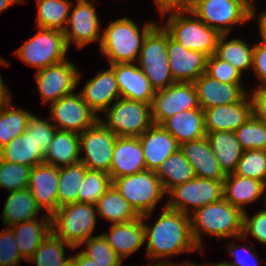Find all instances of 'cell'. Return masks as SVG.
<instances>
[{
	"label": "cell",
	"mask_w": 266,
	"mask_h": 266,
	"mask_svg": "<svg viewBox=\"0 0 266 266\" xmlns=\"http://www.w3.org/2000/svg\"><path fill=\"white\" fill-rule=\"evenodd\" d=\"M151 215H142L147 241L146 257L157 261L187 252H203L195 244L191 232L190 214L170 209L166 205L153 227L144 223ZM200 250V251H199Z\"/></svg>",
	"instance_id": "1"
},
{
	"label": "cell",
	"mask_w": 266,
	"mask_h": 266,
	"mask_svg": "<svg viewBox=\"0 0 266 266\" xmlns=\"http://www.w3.org/2000/svg\"><path fill=\"white\" fill-rule=\"evenodd\" d=\"M190 225L195 244L203 250L202 233L218 239L242 235L243 212L224 198L193 211Z\"/></svg>",
	"instance_id": "2"
},
{
	"label": "cell",
	"mask_w": 266,
	"mask_h": 266,
	"mask_svg": "<svg viewBox=\"0 0 266 266\" xmlns=\"http://www.w3.org/2000/svg\"><path fill=\"white\" fill-rule=\"evenodd\" d=\"M157 23L144 24L141 31L133 20L125 17L104 28L99 49L109 59V64L132 63L138 60L145 36Z\"/></svg>",
	"instance_id": "3"
},
{
	"label": "cell",
	"mask_w": 266,
	"mask_h": 266,
	"mask_svg": "<svg viewBox=\"0 0 266 266\" xmlns=\"http://www.w3.org/2000/svg\"><path fill=\"white\" fill-rule=\"evenodd\" d=\"M163 27L169 36L180 43L184 49L208 56L216 53L221 34L205 24L193 12L170 13L168 21Z\"/></svg>",
	"instance_id": "4"
},
{
	"label": "cell",
	"mask_w": 266,
	"mask_h": 266,
	"mask_svg": "<svg viewBox=\"0 0 266 266\" xmlns=\"http://www.w3.org/2000/svg\"><path fill=\"white\" fill-rule=\"evenodd\" d=\"M96 205L73 203L58 208L51 215V231L74 248L82 246L96 227Z\"/></svg>",
	"instance_id": "5"
},
{
	"label": "cell",
	"mask_w": 266,
	"mask_h": 266,
	"mask_svg": "<svg viewBox=\"0 0 266 266\" xmlns=\"http://www.w3.org/2000/svg\"><path fill=\"white\" fill-rule=\"evenodd\" d=\"M137 62L155 91L176 83L169 68L167 31L163 26L156 24L145 36Z\"/></svg>",
	"instance_id": "6"
},
{
	"label": "cell",
	"mask_w": 266,
	"mask_h": 266,
	"mask_svg": "<svg viewBox=\"0 0 266 266\" xmlns=\"http://www.w3.org/2000/svg\"><path fill=\"white\" fill-rule=\"evenodd\" d=\"M112 185L139 216L152 213L166 194L159 177L152 170L112 179Z\"/></svg>",
	"instance_id": "7"
},
{
	"label": "cell",
	"mask_w": 266,
	"mask_h": 266,
	"mask_svg": "<svg viewBox=\"0 0 266 266\" xmlns=\"http://www.w3.org/2000/svg\"><path fill=\"white\" fill-rule=\"evenodd\" d=\"M192 12L220 34H229L233 25L246 23L256 14L252 0H199Z\"/></svg>",
	"instance_id": "8"
},
{
	"label": "cell",
	"mask_w": 266,
	"mask_h": 266,
	"mask_svg": "<svg viewBox=\"0 0 266 266\" xmlns=\"http://www.w3.org/2000/svg\"><path fill=\"white\" fill-rule=\"evenodd\" d=\"M38 30L15 52L25 64L37 68L36 71L64 61L68 50L63 31L48 28Z\"/></svg>",
	"instance_id": "9"
},
{
	"label": "cell",
	"mask_w": 266,
	"mask_h": 266,
	"mask_svg": "<svg viewBox=\"0 0 266 266\" xmlns=\"http://www.w3.org/2000/svg\"><path fill=\"white\" fill-rule=\"evenodd\" d=\"M111 105L107 121L99 120L117 137H139L153 124L150 104L119 98Z\"/></svg>",
	"instance_id": "10"
},
{
	"label": "cell",
	"mask_w": 266,
	"mask_h": 266,
	"mask_svg": "<svg viewBox=\"0 0 266 266\" xmlns=\"http://www.w3.org/2000/svg\"><path fill=\"white\" fill-rule=\"evenodd\" d=\"M166 194L171 198L166 206L189 214L207 204L223 198V181L195 177L192 180L171 188ZM191 211H190V208Z\"/></svg>",
	"instance_id": "11"
},
{
	"label": "cell",
	"mask_w": 266,
	"mask_h": 266,
	"mask_svg": "<svg viewBox=\"0 0 266 266\" xmlns=\"http://www.w3.org/2000/svg\"><path fill=\"white\" fill-rule=\"evenodd\" d=\"M117 136L100 120L79 134V151L85 156L80 161L91 170L102 171L110 175L114 145Z\"/></svg>",
	"instance_id": "12"
},
{
	"label": "cell",
	"mask_w": 266,
	"mask_h": 266,
	"mask_svg": "<svg viewBox=\"0 0 266 266\" xmlns=\"http://www.w3.org/2000/svg\"><path fill=\"white\" fill-rule=\"evenodd\" d=\"M81 73L68 59L36 71L35 82L42 104H51L72 94L79 83Z\"/></svg>",
	"instance_id": "13"
},
{
	"label": "cell",
	"mask_w": 266,
	"mask_h": 266,
	"mask_svg": "<svg viewBox=\"0 0 266 266\" xmlns=\"http://www.w3.org/2000/svg\"><path fill=\"white\" fill-rule=\"evenodd\" d=\"M50 117L58 130L82 133L93 126L99 116L82 99L80 93L73 92L50 104Z\"/></svg>",
	"instance_id": "14"
},
{
	"label": "cell",
	"mask_w": 266,
	"mask_h": 266,
	"mask_svg": "<svg viewBox=\"0 0 266 266\" xmlns=\"http://www.w3.org/2000/svg\"><path fill=\"white\" fill-rule=\"evenodd\" d=\"M196 108L201 107L194 83L176 82L155 92L151 104L152 122L160 125L178 112Z\"/></svg>",
	"instance_id": "15"
},
{
	"label": "cell",
	"mask_w": 266,
	"mask_h": 266,
	"mask_svg": "<svg viewBox=\"0 0 266 266\" xmlns=\"http://www.w3.org/2000/svg\"><path fill=\"white\" fill-rule=\"evenodd\" d=\"M74 5L71 6V13L63 30L68 48L71 42L81 49L92 42L101 41V23L92 1L77 0Z\"/></svg>",
	"instance_id": "16"
},
{
	"label": "cell",
	"mask_w": 266,
	"mask_h": 266,
	"mask_svg": "<svg viewBox=\"0 0 266 266\" xmlns=\"http://www.w3.org/2000/svg\"><path fill=\"white\" fill-rule=\"evenodd\" d=\"M167 51L171 75L175 82L193 83L206 73L208 55L184 49L167 32Z\"/></svg>",
	"instance_id": "17"
},
{
	"label": "cell",
	"mask_w": 266,
	"mask_h": 266,
	"mask_svg": "<svg viewBox=\"0 0 266 266\" xmlns=\"http://www.w3.org/2000/svg\"><path fill=\"white\" fill-rule=\"evenodd\" d=\"M109 65L113 68L121 98L152 104L156 91L136 64L132 62Z\"/></svg>",
	"instance_id": "18"
},
{
	"label": "cell",
	"mask_w": 266,
	"mask_h": 266,
	"mask_svg": "<svg viewBox=\"0 0 266 266\" xmlns=\"http://www.w3.org/2000/svg\"><path fill=\"white\" fill-rule=\"evenodd\" d=\"M252 115V103L247 94L240 102L204 109L205 131L234 132Z\"/></svg>",
	"instance_id": "19"
},
{
	"label": "cell",
	"mask_w": 266,
	"mask_h": 266,
	"mask_svg": "<svg viewBox=\"0 0 266 266\" xmlns=\"http://www.w3.org/2000/svg\"><path fill=\"white\" fill-rule=\"evenodd\" d=\"M59 168L41 163L31 168L28 189L38 207L46 208V215L51 216L57 210V191Z\"/></svg>",
	"instance_id": "20"
},
{
	"label": "cell",
	"mask_w": 266,
	"mask_h": 266,
	"mask_svg": "<svg viewBox=\"0 0 266 266\" xmlns=\"http://www.w3.org/2000/svg\"><path fill=\"white\" fill-rule=\"evenodd\" d=\"M193 83L199 105L203 110L217 105L240 102L249 93L241 86L242 84L223 83L206 73L200 75Z\"/></svg>",
	"instance_id": "21"
},
{
	"label": "cell",
	"mask_w": 266,
	"mask_h": 266,
	"mask_svg": "<svg viewBox=\"0 0 266 266\" xmlns=\"http://www.w3.org/2000/svg\"><path fill=\"white\" fill-rule=\"evenodd\" d=\"M146 170L156 171L162 162L180 149V144L161 125L152 124L139 136Z\"/></svg>",
	"instance_id": "22"
},
{
	"label": "cell",
	"mask_w": 266,
	"mask_h": 266,
	"mask_svg": "<svg viewBox=\"0 0 266 266\" xmlns=\"http://www.w3.org/2000/svg\"><path fill=\"white\" fill-rule=\"evenodd\" d=\"M146 170L143 148L139 137H117L110 165L111 179Z\"/></svg>",
	"instance_id": "23"
},
{
	"label": "cell",
	"mask_w": 266,
	"mask_h": 266,
	"mask_svg": "<svg viewBox=\"0 0 266 266\" xmlns=\"http://www.w3.org/2000/svg\"><path fill=\"white\" fill-rule=\"evenodd\" d=\"M79 93L87 105L98 115L121 98L113 68L100 70L94 78L86 82Z\"/></svg>",
	"instance_id": "24"
},
{
	"label": "cell",
	"mask_w": 266,
	"mask_h": 266,
	"mask_svg": "<svg viewBox=\"0 0 266 266\" xmlns=\"http://www.w3.org/2000/svg\"><path fill=\"white\" fill-rule=\"evenodd\" d=\"M186 159L194 169L196 177L224 181L226 174L222 170L208 139L205 137L180 145Z\"/></svg>",
	"instance_id": "25"
},
{
	"label": "cell",
	"mask_w": 266,
	"mask_h": 266,
	"mask_svg": "<svg viewBox=\"0 0 266 266\" xmlns=\"http://www.w3.org/2000/svg\"><path fill=\"white\" fill-rule=\"evenodd\" d=\"M102 235L122 260L136 252L146 242L141 216L129 222L112 224L110 231Z\"/></svg>",
	"instance_id": "26"
},
{
	"label": "cell",
	"mask_w": 266,
	"mask_h": 266,
	"mask_svg": "<svg viewBox=\"0 0 266 266\" xmlns=\"http://www.w3.org/2000/svg\"><path fill=\"white\" fill-rule=\"evenodd\" d=\"M181 145L206 136L204 110L202 108L181 111L160 124Z\"/></svg>",
	"instance_id": "27"
},
{
	"label": "cell",
	"mask_w": 266,
	"mask_h": 266,
	"mask_svg": "<svg viewBox=\"0 0 266 266\" xmlns=\"http://www.w3.org/2000/svg\"><path fill=\"white\" fill-rule=\"evenodd\" d=\"M17 240L21 256L27 261L37 250L42 241L52 232L51 216L38 218L14 224L9 227Z\"/></svg>",
	"instance_id": "28"
},
{
	"label": "cell",
	"mask_w": 266,
	"mask_h": 266,
	"mask_svg": "<svg viewBox=\"0 0 266 266\" xmlns=\"http://www.w3.org/2000/svg\"><path fill=\"white\" fill-rule=\"evenodd\" d=\"M263 188L264 183L257 179L232 173L223 181V198L242 212H246V204L264 195Z\"/></svg>",
	"instance_id": "29"
},
{
	"label": "cell",
	"mask_w": 266,
	"mask_h": 266,
	"mask_svg": "<svg viewBox=\"0 0 266 266\" xmlns=\"http://www.w3.org/2000/svg\"><path fill=\"white\" fill-rule=\"evenodd\" d=\"M79 155V134L57 130L44 155V163L56 168L66 167L79 162Z\"/></svg>",
	"instance_id": "30"
},
{
	"label": "cell",
	"mask_w": 266,
	"mask_h": 266,
	"mask_svg": "<svg viewBox=\"0 0 266 266\" xmlns=\"http://www.w3.org/2000/svg\"><path fill=\"white\" fill-rule=\"evenodd\" d=\"M40 210L28 188L9 192L1 215L3 225L11 227L14 224L35 219L40 214Z\"/></svg>",
	"instance_id": "31"
},
{
	"label": "cell",
	"mask_w": 266,
	"mask_h": 266,
	"mask_svg": "<svg viewBox=\"0 0 266 266\" xmlns=\"http://www.w3.org/2000/svg\"><path fill=\"white\" fill-rule=\"evenodd\" d=\"M206 138L224 173H234L243 153L234 132H206Z\"/></svg>",
	"instance_id": "32"
},
{
	"label": "cell",
	"mask_w": 266,
	"mask_h": 266,
	"mask_svg": "<svg viewBox=\"0 0 266 266\" xmlns=\"http://www.w3.org/2000/svg\"><path fill=\"white\" fill-rule=\"evenodd\" d=\"M0 159L30 167L44 163V155L26 131L0 149Z\"/></svg>",
	"instance_id": "33"
},
{
	"label": "cell",
	"mask_w": 266,
	"mask_h": 266,
	"mask_svg": "<svg viewBox=\"0 0 266 266\" xmlns=\"http://www.w3.org/2000/svg\"><path fill=\"white\" fill-rule=\"evenodd\" d=\"M155 173L166 193L174 186L186 183L196 177L193 167L180 149L167 157Z\"/></svg>",
	"instance_id": "34"
},
{
	"label": "cell",
	"mask_w": 266,
	"mask_h": 266,
	"mask_svg": "<svg viewBox=\"0 0 266 266\" xmlns=\"http://www.w3.org/2000/svg\"><path fill=\"white\" fill-rule=\"evenodd\" d=\"M95 205L98 214L112 224L129 222L139 217L113 185L100 197Z\"/></svg>",
	"instance_id": "35"
},
{
	"label": "cell",
	"mask_w": 266,
	"mask_h": 266,
	"mask_svg": "<svg viewBox=\"0 0 266 266\" xmlns=\"http://www.w3.org/2000/svg\"><path fill=\"white\" fill-rule=\"evenodd\" d=\"M87 169L81 161L59 168L57 209L78 202V191Z\"/></svg>",
	"instance_id": "36"
},
{
	"label": "cell",
	"mask_w": 266,
	"mask_h": 266,
	"mask_svg": "<svg viewBox=\"0 0 266 266\" xmlns=\"http://www.w3.org/2000/svg\"><path fill=\"white\" fill-rule=\"evenodd\" d=\"M228 34H221L218 40L216 55L232 64L241 74L253 66L254 46L250 47L241 39H231L226 42Z\"/></svg>",
	"instance_id": "37"
},
{
	"label": "cell",
	"mask_w": 266,
	"mask_h": 266,
	"mask_svg": "<svg viewBox=\"0 0 266 266\" xmlns=\"http://www.w3.org/2000/svg\"><path fill=\"white\" fill-rule=\"evenodd\" d=\"M72 3L69 0H37V28L63 31L70 15Z\"/></svg>",
	"instance_id": "38"
},
{
	"label": "cell",
	"mask_w": 266,
	"mask_h": 266,
	"mask_svg": "<svg viewBox=\"0 0 266 266\" xmlns=\"http://www.w3.org/2000/svg\"><path fill=\"white\" fill-rule=\"evenodd\" d=\"M32 113L13 108L12 102L0 108V149L26 131Z\"/></svg>",
	"instance_id": "39"
},
{
	"label": "cell",
	"mask_w": 266,
	"mask_h": 266,
	"mask_svg": "<svg viewBox=\"0 0 266 266\" xmlns=\"http://www.w3.org/2000/svg\"><path fill=\"white\" fill-rule=\"evenodd\" d=\"M74 251L72 245L65 243L52 232L42 241L37 250L27 260L36 266H65L69 258H65V246Z\"/></svg>",
	"instance_id": "40"
},
{
	"label": "cell",
	"mask_w": 266,
	"mask_h": 266,
	"mask_svg": "<svg viewBox=\"0 0 266 266\" xmlns=\"http://www.w3.org/2000/svg\"><path fill=\"white\" fill-rule=\"evenodd\" d=\"M111 185L112 179L109 174L87 169L82 185L78 191V203L96 204Z\"/></svg>",
	"instance_id": "41"
},
{
	"label": "cell",
	"mask_w": 266,
	"mask_h": 266,
	"mask_svg": "<svg viewBox=\"0 0 266 266\" xmlns=\"http://www.w3.org/2000/svg\"><path fill=\"white\" fill-rule=\"evenodd\" d=\"M243 151L266 150V123L253 115L234 131Z\"/></svg>",
	"instance_id": "42"
},
{
	"label": "cell",
	"mask_w": 266,
	"mask_h": 266,
	"mask_svg": "<svg viewBox=\"0 0 266 266\" xmlns=\"http://www.w3.org/2000/svg\"><path fill=\"white\" fill-rule=\"evenodd\" d=\"M84 243L86 249L84 251L82 249L81 252L94 260L98 266H122L123 260L115 253L102 234L89 237L82 244Z\"/></svg>",
	"instance_id": "43"
},
{
	"label": "cell",
	"mask_w": 266,
	"mask_h": 266,
	"mask_svg": "<svg viewBox=\"0 0 266 266\" xmlns=\"http://www.w3.org/2000/svg\"><path fill=\"white\" fill-rule=\"evenodd\" d=\"M234 174L254 178L266 184V150L243 151Z\"/></svg>",
	"instance_id": "44"
},
{
	"label": "cell",
	"mask_w": 266,
	"mask_h": 266,
	"mask_svg": "<svg viewBox=\"0 0 266 266\" xmlns=\"http://www.w3.org/2000/svg\"><path fill=\"white\" fill-rule=\"evenodd\" d=\"M31 168L28 165L11 163L0 159V187L8 192L28 187Z\"/></svg>",
	"instance_id": "45"
},
{
	"label": "cell",
	"mask_w": 266,
	"mask_h": 266,
	"mask_svg": "<svg viewBox=\"0 0 266 266\" xmlns=\"http://www.w3.org/2000/svg\"><path fill=\"white\" fill-rule=\"evenodd\" d=\"M57 130L50 119L43 120L33 114L26 126V132L31 135L36 147L39 148L43 155H45Z\"/></svg>",
	"instance_id": "46"
},
{
	"label": "cell",
	"mask_w": 266,
	"mask_h": 266,
	"mask_svg": "<svg viewBox=\"0 0 266 266\" xmlns=\"http://www.w3.org/2000/svg\"><path fill=\"white\" fill-rule=\"evenodd\" d=\"M206 74L223 83L241 84L242 74L232 64L222 60L216 54L208 57Z\"/></svg>",
	"instance_id": "47"
},
{
	"label": "cell",
	"mask_w": 266,
	"mask_h": 266,
	"mask_svg": "<svg viewBox=\"0 0 266 266\" xmlns=\"http://www.w3.org/2000/svg\"><path fill=\"white\" fill-rule=\"evenodd\" d=\"M21 258L13 231L4 228L0 232V266H18Z\"/></svg>",
	"instance_id": "48"
},
{
	"label": "cell",
	"mask_w": 266,
	"mask_h": 266,
	"mask_svg": "<svg viewBox=\"0 0 266 266\" xmlns=\"http://www.w3.org/2000/svg\"><path fill=\"white\" fill-rule=\"evenodd\" d=\"M249 233L257 241L266 245V210H260L251 218L247 212H243L242 235L238 239L246 240Z\"/></svg>",
	"instance_id": "49"
},
{
	"label": "cell",
	"mask_w": 266,
	"mask_h": 266,
	"mask_svg": "<svg viewBox=\"0 0 266 266\" xmlns=\"http://www.w3.org/2000/svg\"><path fill=\"white\" fill-rule=\"evenodd\" d=\"M228 251L230 252V257L236 260L232 262L223 261L220 263L222 266H261L257 255L252 250V246H248V244L247 246H240L232 242L228 245Z\"/></svg>",
	"instance_id": "50"
},
{
	"label": "cell",
	"mask_w": 266,
	"mask_h": 266,
	"mask_svg": "<svg viewBox=\"0 0 266 266\" xmlns=\"http://www.w3.org/2000/svg\"><path fill=\"white\" fill-rule=\"evenodd\" d=\"M251 93L249 97L252 103V114L256 119L266 123V86H258Z\"/></svg>",
	"instance_id": "51"
},
{
	"label": "cell",
	"mask_w": 266,
	"mask_h": 266,
	"mask_svg": "<svg viewBox=\"0 0 266 266\" xmlns=\"http://www.w3.org/2000/svg\"><path fill=\"white\" fill-rule=\"evenodd\" d=\"M162 18L170 11L174 12H192L195 6V0H155Z\"/></svg>",
	"instance_id": "52"
},
{
	"label": "cell",
	"mask_w": 266,
	"mask_h": 266,
	"mask_svg": "<svg viewBox=\"0 0 266 266\" xmlns=\"http://www.w3.org/2000/svg\"><path fill=\"white\" fill-rule=\"evenodd\" d=\"M255 76L259 78V87L266 86V47L255 44L253 53V66Z\"/></svg>",
	"instance_id": "53"
},
{
	"label": "cell",
	"mask_w": 266,
	"mask_h": 266,
	"mask_svg": "<svg viewBox=\"0 0 266 266\" xmlns=\"http://www.w3.org/2000/svg\"><path fill=\"white\" fill-rule=\"evenodd\" d=\"M0 64L3 66H9L10 65L8 63V61L3 60L1 57H0ZM11 98L12 97H11L10 91H8L7 87H5L4 82H3V78L0 74V108L11 103L12 102Z\"/></svg>",
	"instance_id": "54"
},
{
	"label": "cell",
	"mask_w": 266,
	"mask_h": 266,
	"mask_svg": "<svg viewBox=\"0 0 266 266\" xmlns=\"http://www.w3.org/2000/svg\"><path fill=\"white\" fill-rule=\"evenodd\" d=\"M258 24H259V33L261 34V41H260V45H263L266 47V10L265 12H262V14L259 17Z\"/></svg>",
	"instance_id": "55"
},
{
	"label": "cell",
	"mask_w": 266,
	"mask_h": 266,
	"mask_svg": "<svg viewBox=\"0 0 266 266\" xmlns=\"http://www.w3.org/2000/svg\"><path fill=\"white\" fill-rule=\"evenodd\" d=\"M73 257L77 260L79 266H98L96 262L87 256H85L81 251L73 254Z\"/></svg>",
	"instance_id": "56"
},
{
	"label": "cell",
	"mask_w": 266,
	"mask_h": 266,
	"mask_svg": "<svg viewBox=\"0 0 266 266\" xmlns=\"http://www.w3.org/2000/svg\"><path fill=\"white\" fill-rule=\"evenodd\" d=\"M24 0H0V13L13 4L22 3Z\"/></svg>",
	"instance_id": "57"
},
{
	"label": "cell",
	"mask_w": 266,
	"mask_h": 266,
	"mask_svg": "<svg viewBox=\"0 0 266 266\" xmlns=\"http://www.w3.org/2000/svg\"><path fill=\"white\" fill-rule=\"evenodd\" d=\"M216 263H205V264H194V263H191L190 264V262H188V261H186V262H181V263H173L172 261H169V266H214Z\"/></svg>",
	"instance_id": "58"
},
{
	"label": "cell",
	"mask_w": 266,
	"mask_h": 266,
	"mask_svg": "<svg viewBox=\"0 0 266 266\" xmlns=\"http://www.w3.org/2000/svg\"><path fill=\"white\" fill-rule=\"evenodd\" d=\"M65 266H79L77 260L72 256L69 257V260L66 262Z\"/></svg>",
	"instance_id": "59"
},
{
	"label": "cell",
	"mask_w": 266,
	"mask_h": 266,
	"mask_svg": "<svg viewBox=\"0 0 266 266\" xmlns=\"http://www.w3.org/2000/svg\"><path fill=\"white\" fill-rule=\"evenodd\" d=\"M147 266H169V262H165V260H163V261H157V262H155L153 265L151 264V265H147Z\"/></svg>",
	"instance_id": "60"
},
{
	"label": "cell",
	"mask_w": 266,
	"mask_h": 266,
	"mask_svg": "<svg viewBox=\"0 0 266 266\" xmlns=\"http://www.w3.org/2000/svg\"><path fill=\"white\" fill-rule=\"evenodd\" d=\"M265 190H266V184H264V188H263V192H265ZM266 195V194H265ZM266 197V196H265ZM265 206H266V204H265ZM264 210H266V209H264Z\"/></svg>",
	"instance_id": "61"
},
{
	"label": "cell",
	"mask_w": 266,
	"mask_h": 266,
	"mask_svg": "<svg viewBox=\"0 0 266 266\" xmlns=\"http://www.w3.org/2000/svg\"><path fill=\"white\" fill-rule=\"evenodd\" d=\"M214 266H222V265H221L220 262H219V263H216Z\"/></svg>",
	"instance_id": "62"
}]
</instances>
